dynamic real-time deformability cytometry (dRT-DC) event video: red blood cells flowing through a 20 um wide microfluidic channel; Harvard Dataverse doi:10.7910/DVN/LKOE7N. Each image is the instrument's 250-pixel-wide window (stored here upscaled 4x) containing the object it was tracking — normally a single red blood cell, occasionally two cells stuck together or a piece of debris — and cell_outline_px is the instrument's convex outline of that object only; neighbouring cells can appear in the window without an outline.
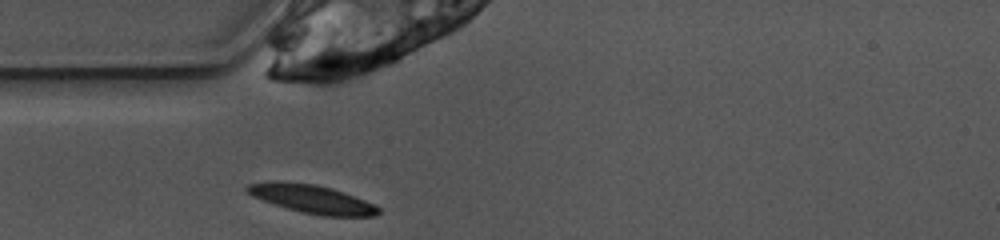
{"species": "common noctule bat (a hibernating species)", "species_latin": "Nyctalus noctula", "temperature_condition": "warm", "stored_images_in_passage": 27, "camera_frame_rate_fps": 3000, "um_per_image_px": 0.085, "animal": {"sex": "female", "body_mass_g": 10.0, "forearm_length_mm": 53.1}, "frame": {"image": 1, "passage_image": 1, "time_ms": 0.0, "image_size_px": [1000, 240], "cell_outline_px": [[380, 212], [376, 216], [324, 216], [304, 212], [288, 208], [252, 196], [244, 188], [248, 184], [276, 180], [316, 184], [332, 188], [344, 192], [376, 204], [380, 208]], "centroid_in_image_um": [26.56, 16.9], "position_along_channel_um": 58.4, "area_um2": 21.68}}
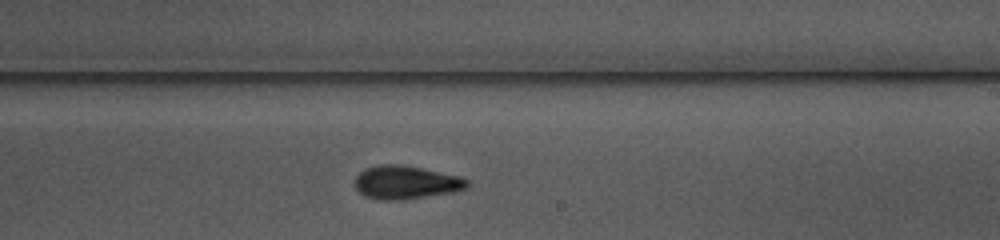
{"frame": {"image": 2, "passage_image": 16, "time_ms": 5.0, "image_size_px": [1000, 240], "cell_outline_px": [[468, 188], [452, 192], [404, 200], [380, 200], [364, 196], [352, 184], [356, 176], [364, 168], [380, 164], [400, 164], [460, 176], [468, 180]], "centroid_in_image_um": [34.46, 15.51], "position_along_channel_um": 254.5, "area_um2": 21.96}}
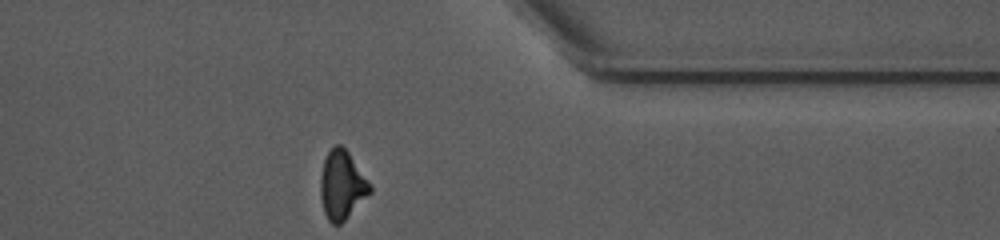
{"frame": {"image": 3, "passage_image": 27, "time_ms": 8.667, "image_size_px": [1000, 240], "cell_outline_px": [[372, 192], [340, 224], [332, 224], [328, 220], [324, 212], [320, 196], [320, 176], [324, 160], [328, 152], [336, 144], [340, 144], [348, 152], [372, 184]], "centroid_in_image_um": [29.07, 15.73], "position_along_channel_um": 382.3, "area_um2": 19.83}, "authors_computed_cell_mechanics": {"area_um2": 21.3282, "velocity_mm_per_s": 3.9019, "shape_relaxation_time_tau1_ms": 4.2288, "shape_relaxation_time_tau2_ms": 3.1498, "deformation_change_tau1": 0.1577, "deformation_change_tau2": 0.1049}}